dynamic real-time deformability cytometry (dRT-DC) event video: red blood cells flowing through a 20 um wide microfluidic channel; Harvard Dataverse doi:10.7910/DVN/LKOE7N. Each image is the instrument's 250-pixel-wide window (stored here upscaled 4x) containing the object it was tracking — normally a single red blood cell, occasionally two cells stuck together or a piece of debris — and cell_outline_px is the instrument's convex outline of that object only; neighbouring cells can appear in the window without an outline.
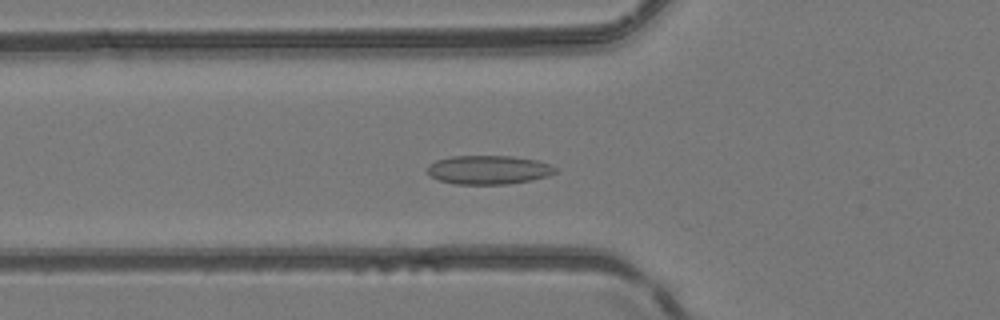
{"species": "common noctule bat (a hibernating species)", "species_latin": "Nyctalus noctula", "temperature_condition": "room temperature", "stored_images_in_passage": 31, "camera_frame_rate_fps": 3000, "um_per_image_px": 0.085, "animal": {"sex": "female", "body_mass_g": 24.6, "forearm_length_mm": 56.2}, "frame": {"image": 1, "passage_image": 19, "time_ms": 6.0, "image_size_px": [1000, 320], "cell_outline_px": [[560, 168], [556, 172], [548, 176], [532, 180], [508, 184], [456, 184], [440, 180], [432, 176], [428, 172], [428, 164], [436, 160], [452, 156], [512, 156], [536, 160]], "centroid_in_image_um": [41.56, 14.43], "position_along_channel_um": 84.2, "area_um2": 21.5}}
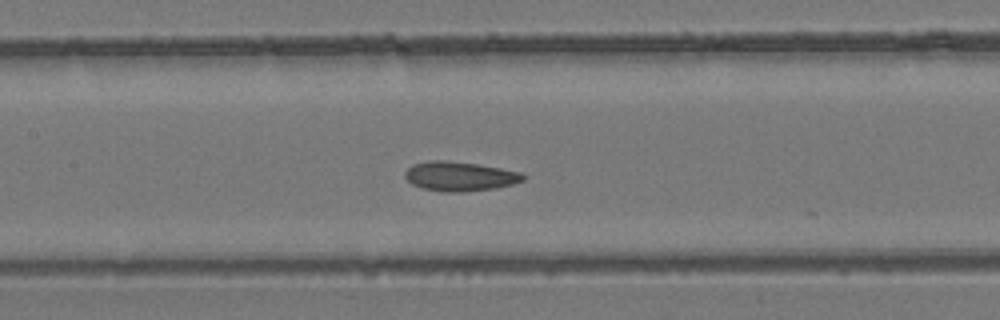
{"frame": {"image": 2, "passage_image": 25, "time_ms": 8.0, "image_size_px": [1000, 320], "cell_outline_px": [[528, 176], [524, 180], [512, 184], [496, 188], [460, 192], [440, 192], [420, 188], [412, 184], [404, 176], [404, 172], [412, 164], [432, 160], [444, 160], [476, 164], [500, 168], [520, 172]], "centroid_in_image_um": [39.06, 14.99], "position_along_channel_um": 168.3, "area_um2": 20.35}}
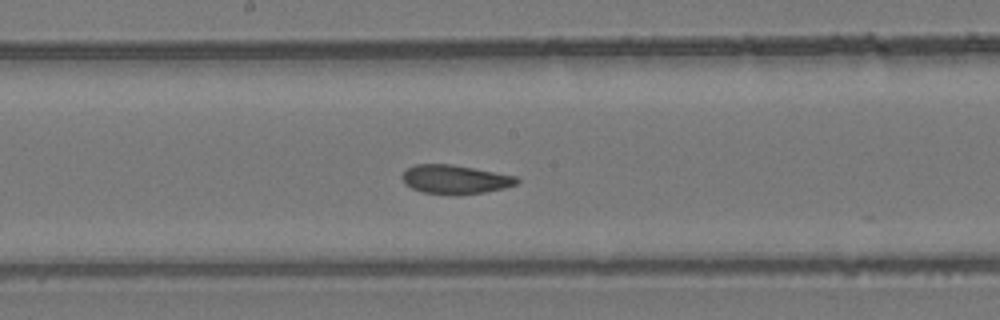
{"frame": {"image": 3, "passage_image": 28, "time_ms": 9.0, "image_size_px": [1000, 320], "cell_outline_px": [[520, 180], [516, 184], [504, 188], [484, 192], [424, 192], [412, 188], [404, 184], [400, 176], [408, 168], [416, 164], [452, 164], [516, 176]], "centroid_in_image_um": [38.66, 15.2], "position_along_channel_um": 209.5, "area_um2": 18.55}}